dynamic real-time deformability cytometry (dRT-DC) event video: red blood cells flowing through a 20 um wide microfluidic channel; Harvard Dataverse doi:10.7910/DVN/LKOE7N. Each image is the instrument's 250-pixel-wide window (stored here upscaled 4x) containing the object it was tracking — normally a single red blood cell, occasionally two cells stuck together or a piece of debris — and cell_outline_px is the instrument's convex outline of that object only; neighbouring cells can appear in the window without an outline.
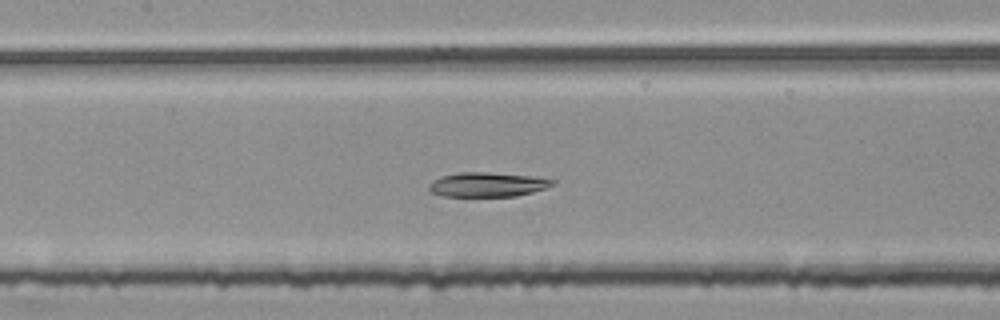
{"species": "common noctule bat (a hibernating species)", "species_latin": "Nyctalus noctula", "temperature_condition": "room temperature", "stored_images_in_passage": 52, "camera_frame_rate_fps": 3000, "um_per_image_px": 0.085, "animal": {"sex": "female", "body_mass_g": 25.1}, "frame": {"image": 1, "passage_image": 25, "time_ms": 8.0, "image_size_px": [1000, 320], "cell_outline_px": [[556, 184], [532, 192], [516, 196], [444, 196], [432, 192], [428, 188], [428, 184], [444, 176], [460, 172], [488, 172], [536, 176], [556, 180]], "centroid_in_image_um": [41.5, 15.68], "position_along_channel_um": 165.9, "area_um2": 17.51}}
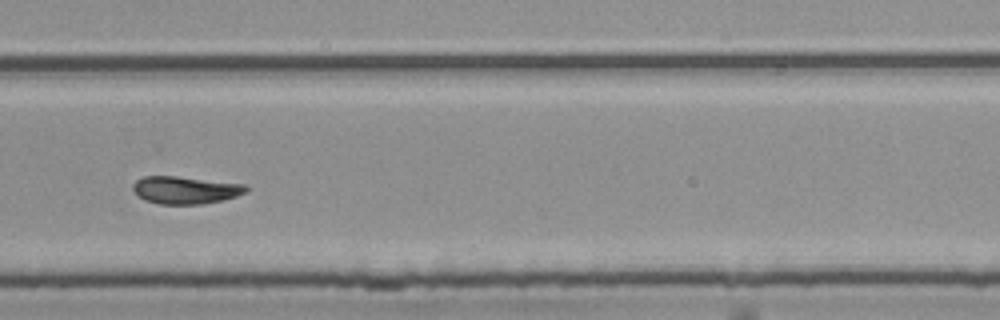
{"frame": {"image": 2, "passage_image": 37, "time_ms": 12.0, "image_size_px": [1000, 320], "cell_outline_px": [[248, 192], [224, 200], [204, 204], [160, 204], [144, 200], [132, 188], [132, 184], [136, 180], [144, 176], [176, 176], [244, 184], [248, 188]], "centroid_in_image_um": [15.77, 16.15], "position_along_channel_um": 314.0, "area_um2": 18.15}}
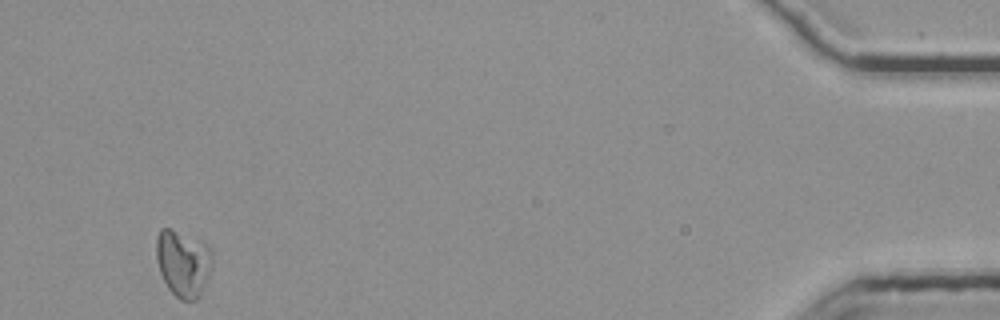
{"frame": {"image": 3, "passage_image": 52, "time_ms": 17.0, "image_size_px": [1000, 320], "cell_outline_px": [[212, 268], [200, 296], [196, 300], [180, 300], [168, 288], [160, 272], [156, 260], [156, 236], [160, 228], [172, 228], [204, 244], [212, 252]], "centroid_in_image_um": [15.55, 22.38], "position_along_channel_um": 419.7, "area_um2": 21.73}}